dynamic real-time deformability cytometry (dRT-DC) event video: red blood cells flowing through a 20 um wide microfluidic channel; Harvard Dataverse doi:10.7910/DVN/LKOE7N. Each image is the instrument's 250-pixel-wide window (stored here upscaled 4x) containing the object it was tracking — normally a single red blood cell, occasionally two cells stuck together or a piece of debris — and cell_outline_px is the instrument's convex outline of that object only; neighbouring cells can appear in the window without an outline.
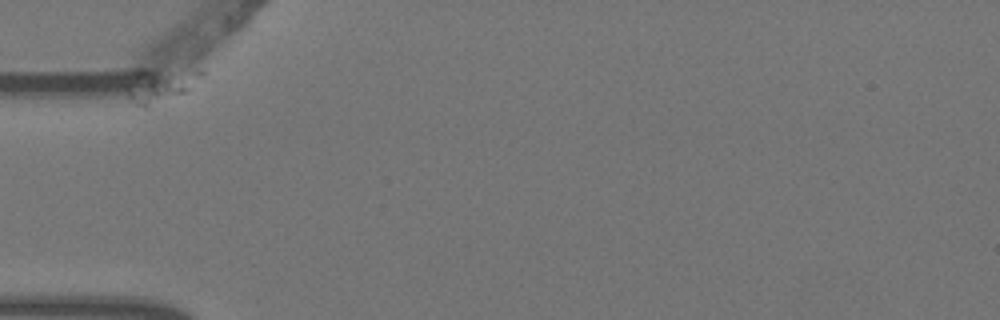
{"species": "Egyptian fruit bat (a non-hibernating species)", "species_latin": "Rousettus aegyptiacus", "temperature_condition": "warm", "stored_images_in_passage": 7, "camera_frame_rate_fps": 3000, "um_per_image_px": 0.085, "animal": {"sex": "female"}, "frame": {"image": 1, "passage_image": 1, "time_ms": 0.0, "image_size_px": [1000, 320], "cell_outline_px": [[204, 72], [192, 88], [188, 92], [144, 108], [136, 104], [132, 100], [128, 92], [152, 80], [192, 72]], "centroid_in_image_um": [13.93, 7.56], "position_along_channel_um": 71.1, "area_um2": 10.06}}
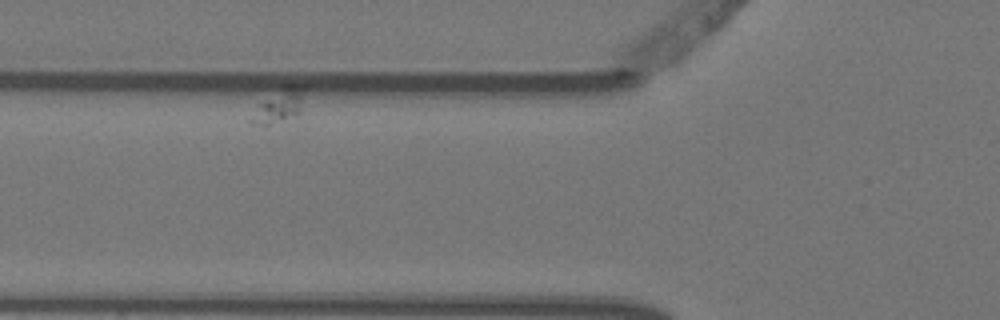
{"frame": {"image": 2, "passage_image": 3, "time_ms": 0.667, "image_size_px": [1000, 320], "cell_outline_px": [[308, 84], [300, 112], [268, 124], [252, 124], [248, 120], [256, 104], [284, 84]], "centroid_in_image_um": [23.74, 8.87], "position_along_channel_um": 102.1, "area_um2": 10.75}}